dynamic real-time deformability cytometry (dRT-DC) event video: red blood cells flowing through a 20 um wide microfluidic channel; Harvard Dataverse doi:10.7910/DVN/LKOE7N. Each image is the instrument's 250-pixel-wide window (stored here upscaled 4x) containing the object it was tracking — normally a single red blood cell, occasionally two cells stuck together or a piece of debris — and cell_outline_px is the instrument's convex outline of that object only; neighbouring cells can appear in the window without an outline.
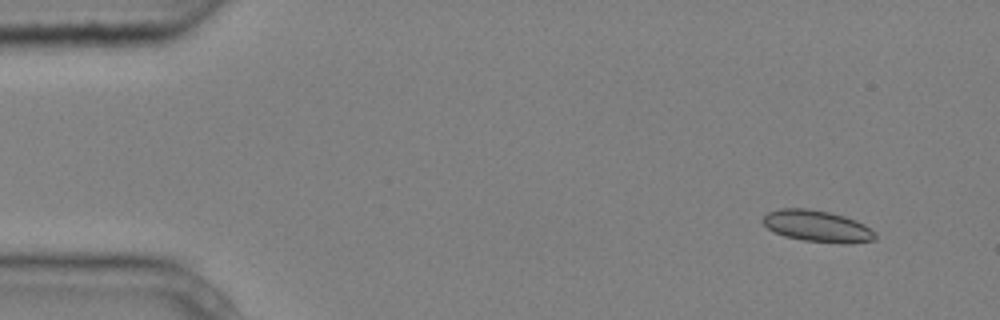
{"species": "common noctule bat (a hibernating species)", "species_latin": "Nyctalus noctula", "temperature_condition": "cold", "stored_images_in_passage": 5, "camera_frame_rate_fps": 3000, "um_per_image_px": 0.085, "animal": {"sex": "male", "body_mass_g": 20.4}, "frame": {"image": 1, "passage_image": 2, "time_ms": 0.333, "image_size_px": [1000, 320], "cell_outline_px": [[876, 240], [848, 244], [840, 244], [804, 240], [784, 236], [768, 228], [760, 220], [768, 212], [780, 208], [804, 208], [828, 212], [844, 216], [856, 220], [864, 224], [876, 232]], "centroid_in_image_um": [69.5, 19.23], "position_along_channel_um": 15.5, "area_um2": 20.75}}
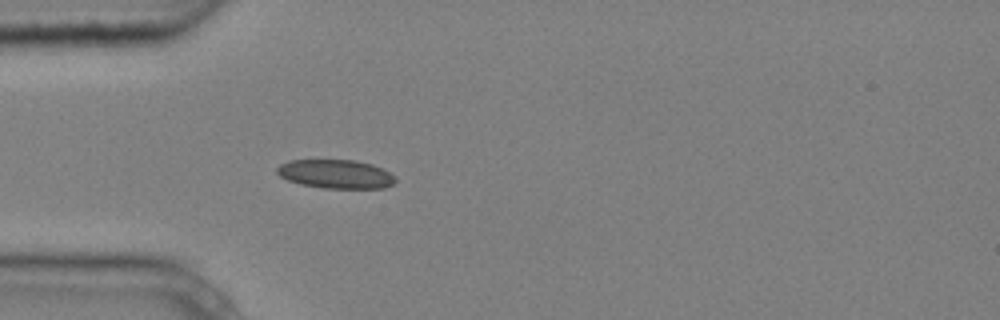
{"frame": {"image": 2, "passage_image": 5, "time_ms": 1.333, "image_size_px": [1000, 320], "cell_outline_px": [[396, 184], [384, 188], [324, 188], [300, 184], [288, 180], [280, 176], [276, 172], [276, 168], [280, 164], [288, 160], [356, 160], [372, 164], [384, 168], [396, 176]], "centroid_in_image_um": [28.59, 14.79], "position_along_channel_um": 56.4, "area_um2": 20.17}}